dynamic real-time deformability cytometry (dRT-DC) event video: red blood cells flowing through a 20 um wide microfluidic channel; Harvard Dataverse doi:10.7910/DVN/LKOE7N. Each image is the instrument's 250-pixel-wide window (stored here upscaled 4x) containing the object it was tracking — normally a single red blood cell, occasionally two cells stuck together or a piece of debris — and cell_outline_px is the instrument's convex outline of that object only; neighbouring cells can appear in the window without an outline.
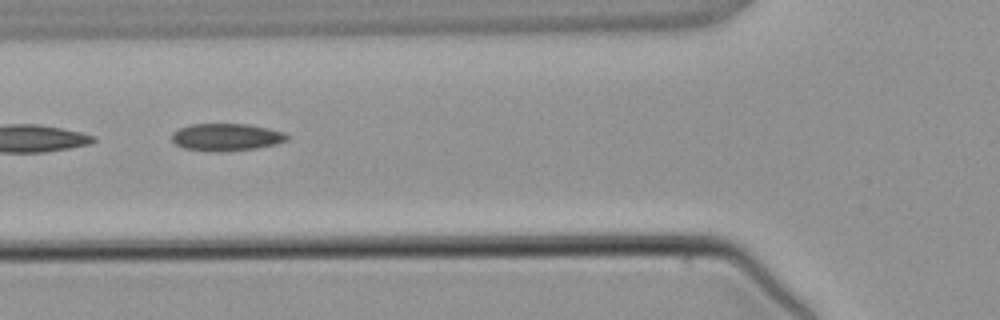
{"species": "common noctule bat (a hibernating species)", "species_latin": "Nyctalus noctula", "temperature_condition": "warm", "stored_images_in_passage": 2, "camera_frame_rate_fps": 3000, "um_per_image_px": 0.085, "animal": {"sex": "male", "body_mass_g": 21.5, "forearm_length_mm": 52.0}, "frame": {"image": 1, "passage_image": 2, "time_ms": 1.333, "image_size_px": [1000, 320], "cell_outline_px": [[288, 140], [276, 144], [256, 148], [224, 152], [208, 152], [184, 148], [176, 144], [172, 140], [172, 132], [180, 128], [192, 124], [248, 124], [268, 128], [284, 132], [288, 136]], "centroid_in_image_um": [19.23, 11.67], "position_along_channel_um": 106.6, "area_um2": 18.5}}